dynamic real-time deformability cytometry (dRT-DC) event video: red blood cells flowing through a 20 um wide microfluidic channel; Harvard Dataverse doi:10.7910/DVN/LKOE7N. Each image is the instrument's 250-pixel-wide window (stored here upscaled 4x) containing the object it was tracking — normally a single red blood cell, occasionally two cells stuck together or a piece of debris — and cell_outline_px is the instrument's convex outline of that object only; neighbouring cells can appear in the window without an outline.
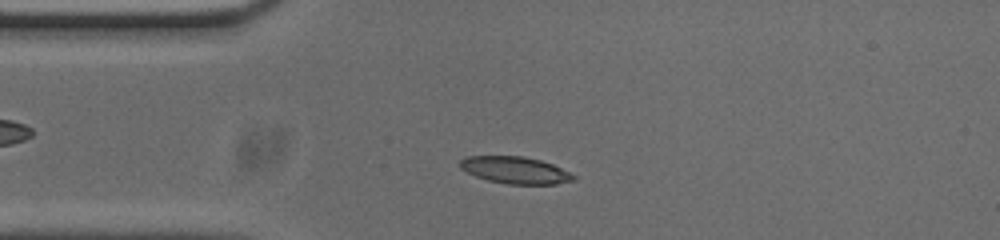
{"species": "common noctule bat (a hibernating species)", "species_latin": "Nyctalus noctula", "temperature_condition": "cold", "stored_images_in_passage": 48, "camera_frame_rate_fps": 3000, "um_per_image_px": 0.085, "animal": {"sex": "male", "body_mass_g": 20.0, "forearm_length_mm": 53.3}, "frame": {"image": 1, "passage_image": 7, "time_ms": 2.0, "image_size_px": [1000, 240], "cell_outline_px": [[576, 180], [556, 184], [508, 184], [488, 180], [476, 176], [460, 168], [460, 160], [464, 156], [524, 156], [540, 160], [552, 164], [576, 176]], "centroid_in_image_um": [43.79, 14.46], "position_along_channel_um": 41.2, "area_um2": 17.74}}
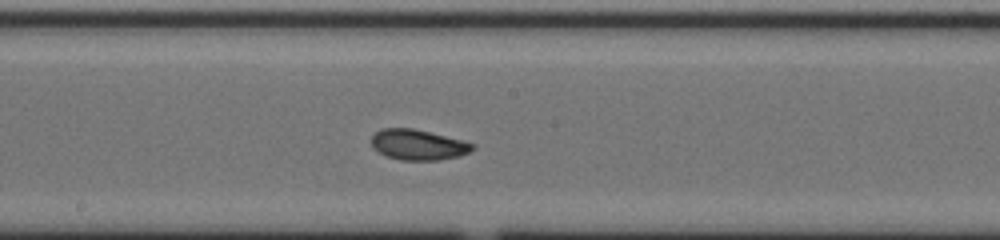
{"frame": {"image": 2, "passage_image": 22, "time_ms": 7.0, "image_size_px": [1000, 240], "cell_outline_px": [[476, 148], [460, 156], [440, 160], [400, 160], [384, 156], [372, 148], [372, 136], [380, 128], [412, 128], [476, 144]], "centroid_in_image_um": [35.51, 12.32], "position_along_channel_um": 212.7, "area_um2": 17.98}}
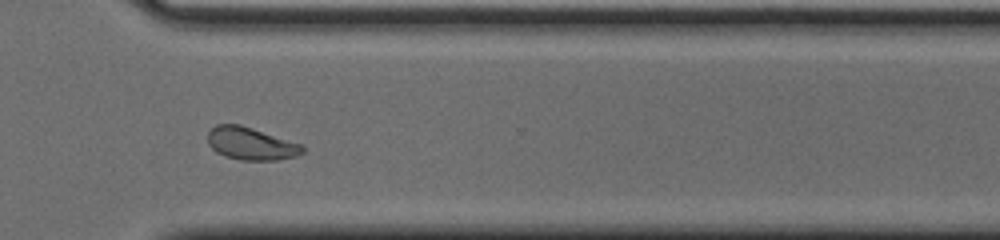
{"frame": {"image": 3, "passage_image": 33, "time_ms": 10.667, "image_size_px": [1000, 240], "cell_outline_px": [[304, 152], [296, 156], [276, 160], [240, 160], [224, 156], [216, 152], [208, 144], [208, 132], [216, 124], [240, 124], [304, 144]], "centroid_in_image_um": [21.35, 12.2], "position_along_channel_um": 349.3, "area_um2": 18.21}, "authors_computed_cell_mechanics": {"area_um2": 18.0336, "velocity_mm_per_s": 3.7178, "shape_relaxation_time_tau1_ms": 3.7894, "shape_relaxation_time_tau2_ms": 1.513, "deformation_change_tau1": 0.1434, "deformation_change_tau2": 0.0631}}